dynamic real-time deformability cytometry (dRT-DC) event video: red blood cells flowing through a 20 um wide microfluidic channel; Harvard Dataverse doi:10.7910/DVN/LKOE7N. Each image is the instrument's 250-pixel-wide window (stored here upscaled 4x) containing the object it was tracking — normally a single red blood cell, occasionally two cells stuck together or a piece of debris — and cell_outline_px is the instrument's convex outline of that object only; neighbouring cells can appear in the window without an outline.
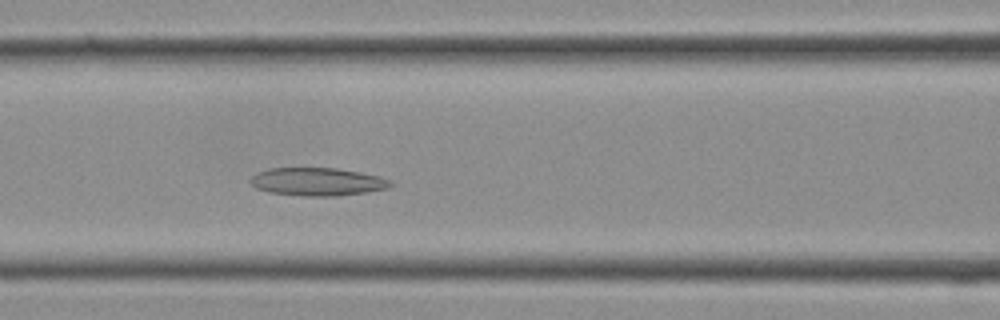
{"species": "Egyptian fruit bat (a non-hibernating species)", "species_latin": "Rousettus aegyptiacus", "temperature_condition": "cold", "stored_images_in_passage": 9, "camera_frame_rate_fps": 3000, "um_per_image_px": 0.085, "frame": {"image": 1, "passage_image": 9, "time_ms": 2.667, "image_size_px": [1000, 320], "cell_outline_px": [[396, 184], [388, 188], [368, 192], [336, 196], [304, 196], [268, 192], [256, 188], [248, 180], [256, 172], [268, 168], [336, 168], [360, 172], [380, 176]], "centroid_in_image_um": [26.98, 15.44], "position_along_channel_um": 139.6, "area_um2": 23.06}}